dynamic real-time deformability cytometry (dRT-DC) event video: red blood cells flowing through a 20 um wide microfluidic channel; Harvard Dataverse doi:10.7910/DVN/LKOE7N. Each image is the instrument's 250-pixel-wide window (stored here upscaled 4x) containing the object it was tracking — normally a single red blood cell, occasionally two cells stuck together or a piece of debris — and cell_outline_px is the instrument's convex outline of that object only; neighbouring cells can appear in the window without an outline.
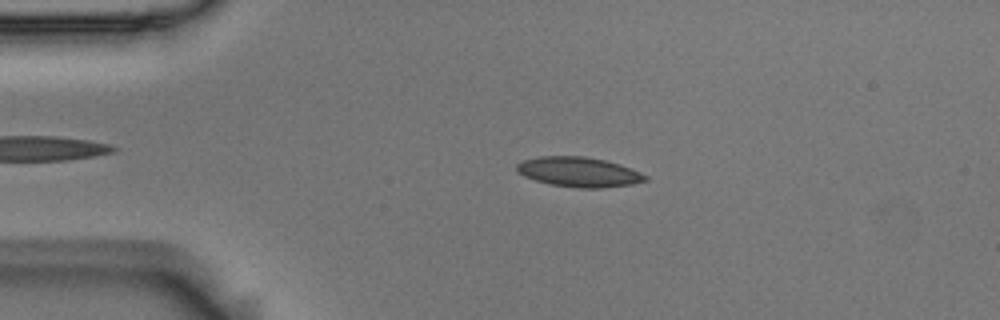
{"species": "Egyptian fruit bat (a non-hibernating species)", "species_latin": "Rousettus aegyptiacus", "temperature_condition": "room temperature", "stored_images_in_passage": 53, "camera_frame_rate_fps": 3000, "um_per_image_px": 0.085, "animal": {"sex": "male"}, "frame": {"image": 1, "passage_image": 11, "time_ms": 3.333, "image_size_px": [1000, 320], "cell_outline_px": [[648, 180], [632, 184], [600, 188], [576, 188], [548, 184], [524, 176], [516, 172], [516, 164], [524, 160], [540, 156], [584, 156], [604, 160], [620, 164], [632, 168], [648, 176]], "centroid_in_image_um": [49.2, 14.62], "position_along_channel_um": 35.8, "area_um2": 22.48}}
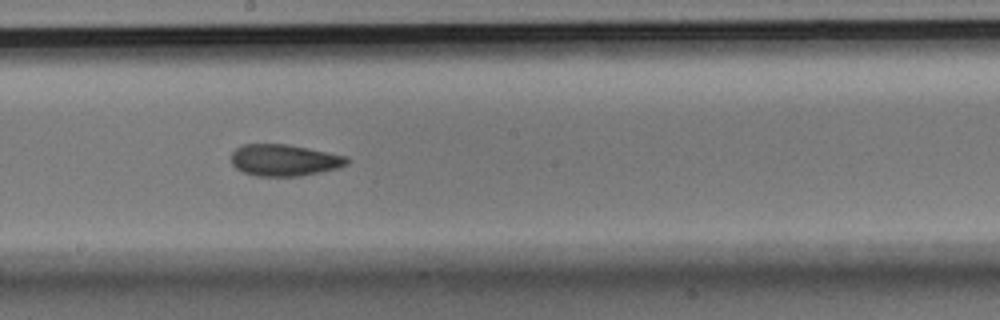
{"frame": {"image": 2, "passage_image": 29, "time_ms": 9.333, "image_size_px": [1000, 320], "cell_outline_px": [[348, 164], [340, 168], [300, 176], [256, 176], [244, 172], [236, 168], [232, 164], [232, 152], [236, 148], [244, 144], [288, 144], [348, 156]], "centroid_in_image_um": [24.19, 13.61], "position_along_channel_um": 224.0, "area_um2": 21.39}}
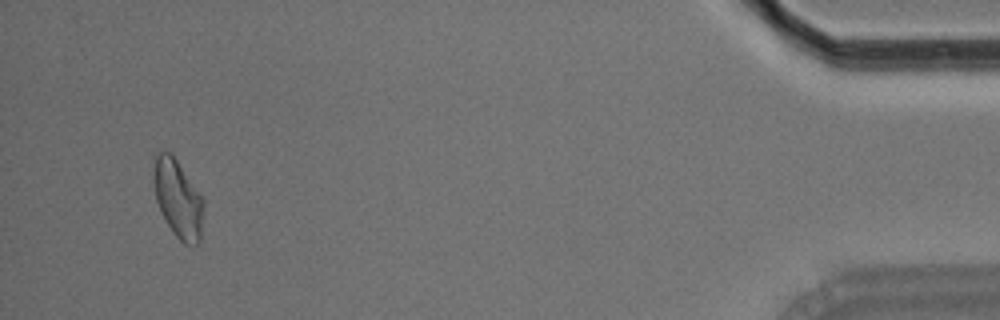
{"frame": {"image": 3, "passage_image": 51, "time_ms": 16.667, "image_size_px": [1000, 320], "cell_outline_px": [[204, 204], [200, 240], [196, 244], [184, 244], [172, 232], [160, 212], [156, 200], [152, 180], [152, 156], [164, 148], [172, 152], [204, 200]], "centroid_in_image_um": [15.07, 16.8], "position_along_channel_um": 420.1, "area_um2": 23.35}, "authors_computed_cell_mechanics": {"area_um2": 21.7328, "velocity_mm_per_s": 3.7146, "shape_relaxation_time_tau1_ms": 8.7099, "shape_relaxation_time_tau2_ms": 3.2727, "deformation_change_tau1": 0.1583, "deformation_change_tau2": 0.0906}}